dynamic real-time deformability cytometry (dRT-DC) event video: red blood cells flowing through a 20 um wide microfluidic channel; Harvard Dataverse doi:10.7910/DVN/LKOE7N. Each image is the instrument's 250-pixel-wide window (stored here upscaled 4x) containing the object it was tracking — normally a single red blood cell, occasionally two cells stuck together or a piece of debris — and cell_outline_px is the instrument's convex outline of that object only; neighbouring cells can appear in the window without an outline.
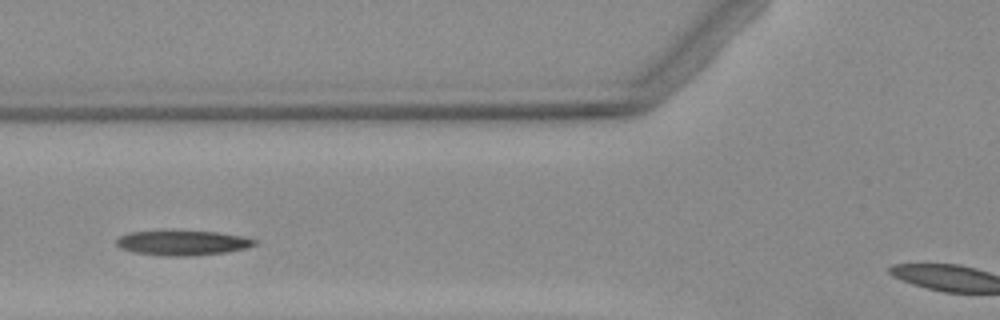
{"species": "Egyptian fruit bat (a non-hibernating species)", "species_latin": "Rousettus aegyptiacus", "temperature_condition": "warm", "stored_images_in_passage": 6, "segment_of_instrument_passage": [1, 2], "camera_frame_rate_fps": 3000, "um_per_image_px": 0.085, "animal": {"sex": "female"}, "frame": {"image": 1, "passage_image": 3, "time_ms": 2.667, "image_size_px": [1000, 320], "cell_outline_px": [[256, 244], [248, 248], [224, 252], [196, 256], [160, 256], [132, 252], [120, 248], [116, 244], [116, 240], [120, 236], [132, 232], [216, 232], [244, 236], [256, 240]], "centroid_in_image_um": [15.53, 20.67], "position_along_channel_um": 110.3, "area_um2": 19.77}}
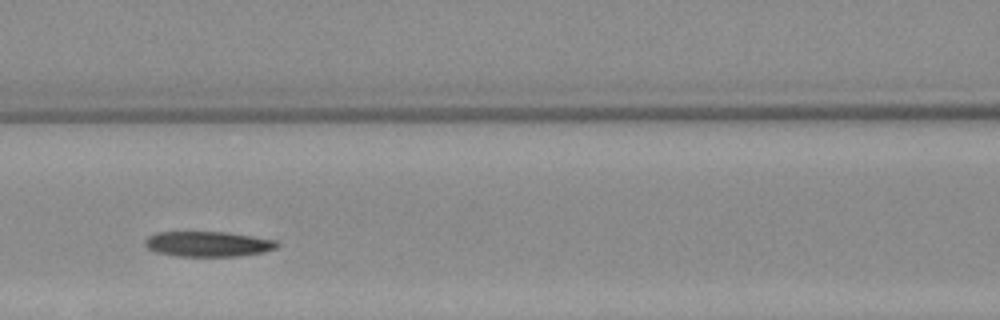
{"frame": {"image": 2, "passage_image": 4, "time_ms": 3.667, "image_size_px": [1000, 320], "cell_outline_px": [[280, 244], [276, 248], [264, 252], [240, 256], [176, 256], [156, 252], [148, 248], [144, 244], [144, 240], [148, 236], [156, 232], [228, 232], [276, 240]], "centroid_in_image_um": [17.68, 20.74], "position_along_channel_um": 148.9, "area_um2": 19.54}}
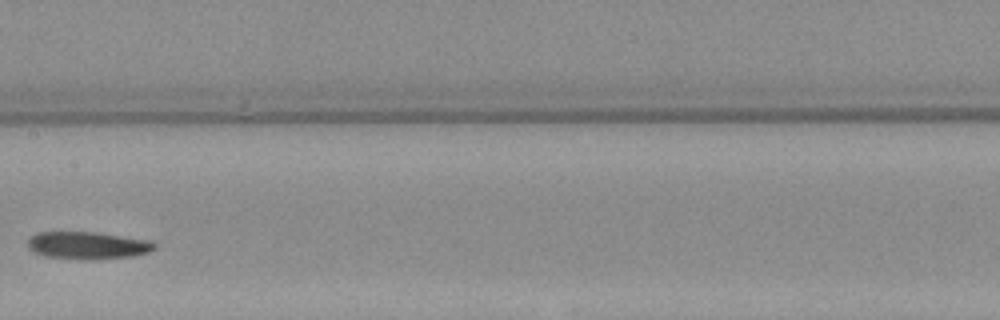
{"frame": {"image": 3, "passage_image": 5, "time_ms": 5.0, "image_size_px": [1000, 320], "cell_outline_px": [[156, 248], [148, 252], [132, 256], [96, 260], [80, 260], [44, 256], [32, 252], [28, 248], [28, 240], [32, 236], [40, 232], [92, 232], [148, 240], [156, 244]], "centroid_in_image_um": [7.42, 20.88], "position_along_channel_um": 200.0, "area_um2": 20.29}}